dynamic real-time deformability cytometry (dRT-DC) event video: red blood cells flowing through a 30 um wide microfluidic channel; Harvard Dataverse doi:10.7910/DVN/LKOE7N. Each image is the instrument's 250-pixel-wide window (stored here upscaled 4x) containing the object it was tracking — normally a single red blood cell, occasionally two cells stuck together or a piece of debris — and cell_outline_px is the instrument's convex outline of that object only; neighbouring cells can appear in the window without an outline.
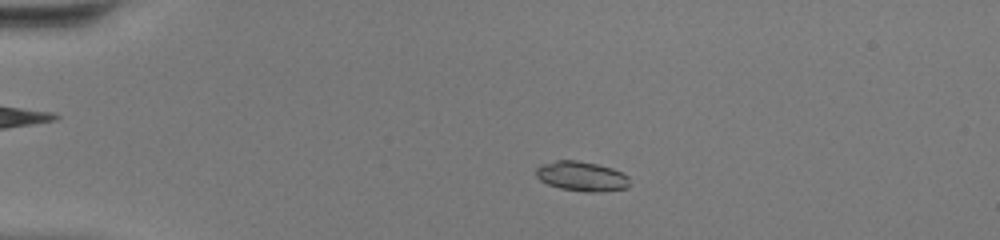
{"species": "common noctule bat (a hibernating species)", "species_latin": "Nyctalus noctula", "temperature_condition": "warm", "stored_images_in_passage": 47, "camera_frame_rate_fps": 3000, "um_per_image_px": 0.085, "animal": {"sex": "female", "body_mass_g": 20.0, "forearm_length_mm": 54.0}, "frame": {"image": 1, "passage_image": 10, "time_ms": 3.0, "image_size_px": [1000, 240], "cell_outline_px": [[628, 188], [596, 192], [584, 192], [560, 188], [548, 184], [540, 180], [536, 176], [536, 168], [544, 164], [556, 160], [576, 160], [596, 164], [612, 168], [628, 176]], "centroid_in_image_um": [49.43, 14.99], "position_along_channel_um": 35.6, "area_um2": 16.07}}
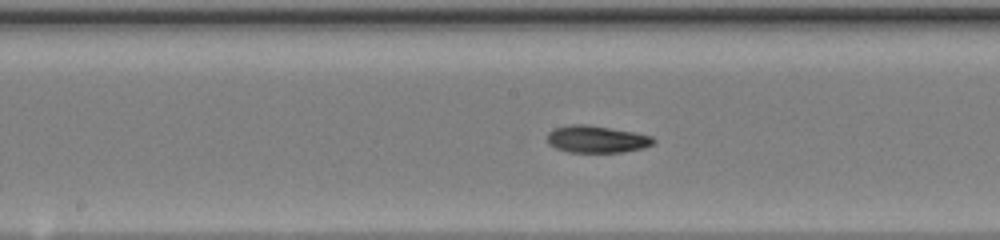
{"frame": {"image": 2, "passage_image": 25, "time_ms": 8.0, "image_size_px": [1000, 240], "cell_outline_px": [[656, 140], [652, 144], [644, 148], [624, 152], [568, 152], [556, 148], [548, 144], [548, 132], [552, 128], [572, 124], [584, 124], [636, 132], [652, 136]], "centroid_in_image_um": [50.72, 11.83], "position_along_channel_um": 197.5, "area_um2": 16.88}}
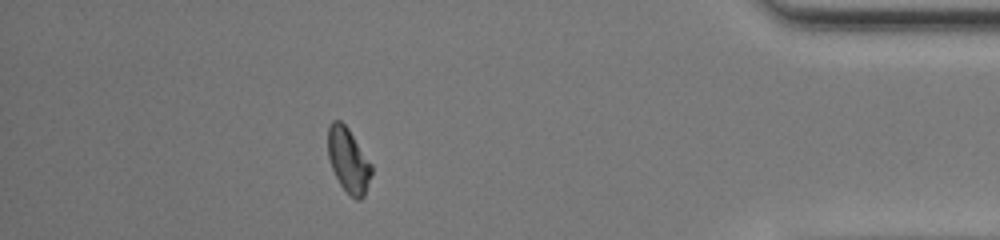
{"frame": {"image": 3, "passage_image": 42, "time_ms": 13.667, "image_size_px": [1000, 240], "cell_outline_px": [[372, 172], [364, 196], [360, 200], [356, 200], [340, 184], [332, 168], [328, 156], [328, 124], [332, 120], [340, 120], [348, 128], [372, 164]], "centroid_in_image_um": [29.61, 13.6], "position_along_channel_um": 405.6, "area_um2": 16.24}, "authors_computed_cell_mechanics": {"area_um2": 16.4152, "velocity_mm_per_s": 4.365, "shape_relaxation_time_tau1_ms": 9.3386, "shape_relaxation_time_tau2_ms": 2.398, "deformation_change_tau1": 0.2661, "deformation_change_tau2": 0.0763}}